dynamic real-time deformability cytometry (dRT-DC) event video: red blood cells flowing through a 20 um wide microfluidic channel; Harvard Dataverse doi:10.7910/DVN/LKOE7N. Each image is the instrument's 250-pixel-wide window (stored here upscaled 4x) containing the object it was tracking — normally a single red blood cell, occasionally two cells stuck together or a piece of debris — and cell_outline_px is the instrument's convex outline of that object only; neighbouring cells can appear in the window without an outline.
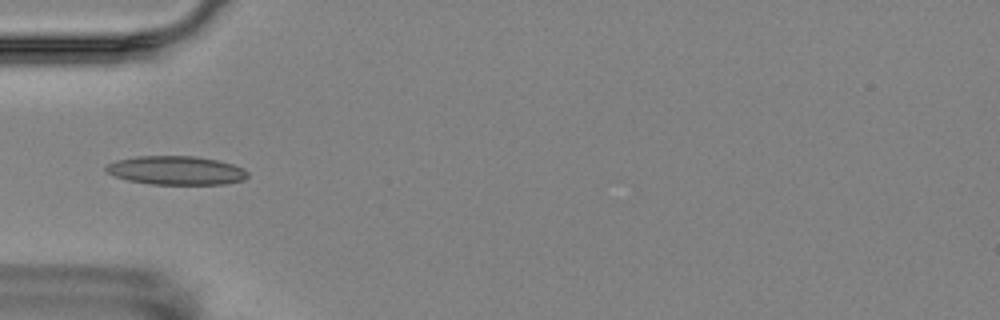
{"species": "Egyptian fruit bat (a non-hibernating species)", "species_latin": "Rousettus aegyptiacus", "temperature_condition": "room temperature", "stored_images_in_passage": 15, "camera_frame_rate_fps": 3000, "um_per_image_px": 0.085, "animal": {"sex": "female"}, "frame": {"image": 1, "passage_image": 4, "time_ms": 4.333, "image_size_px": [1000, 320], "cell_outline_px": [[248, 176], [244, 180], [224, 184], [152, 184], [128, 180], [104, 172], [104, 168], [108, 164], [116, 160], [136, 156], [196, 156], [216, 160], [232, 164], [244, 168], [248, 172]], "centroid_in_image_um": [14.97, 14.48], "position_along_channel_um": 70.0, "area_um2": 23.76}}
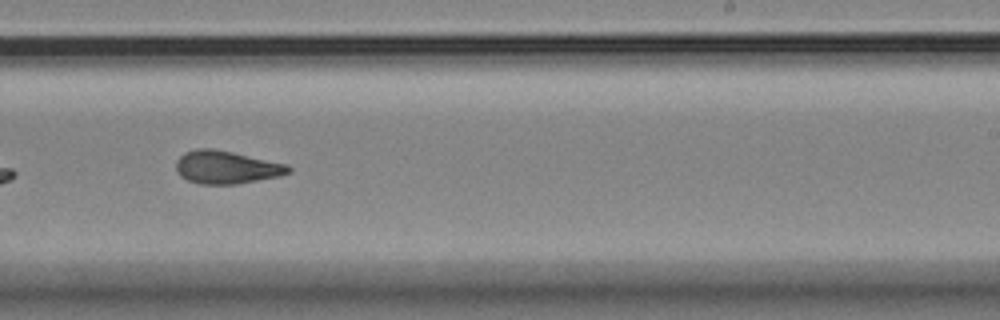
{"frame": {"image": 2, "passage_image": 9, "time_ms": 10.0, "image_size_px": [1000, 320], "cell_outline_px": [[292, 172], [280, 176], [236, 184], [200, 184], [188, 180], [180, 176], [176, 172], [176, 160], [184, 152], [196, 148], [212, 148], [232, 152], [288, 164], [292, 168]], "centroid_in_image_um": [19.24, 14.21], "position_along_channel_um": 269.8, "area_um2": 21.73}}
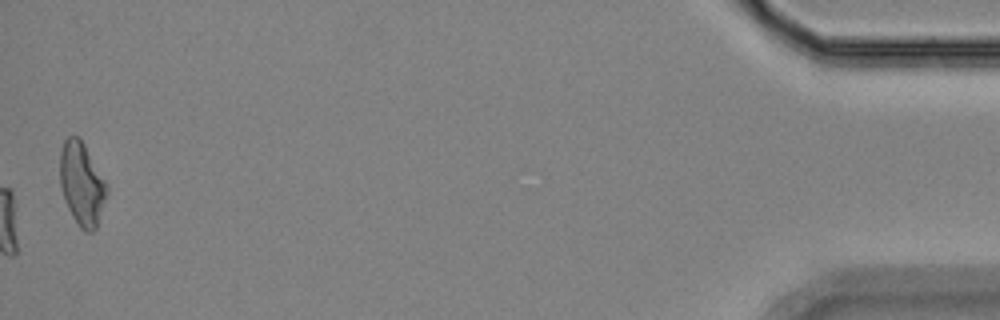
{"frame": {"image": 3, "passage_image": 15, "time_ms": 17.0, "image_size_px": [1000, 320], "cell_outline_px": [[108, 196], [96, 228], [92, 232], [84, 232], [80, 228], [72, 216], [68, 208], [60, 184], [60, 148], [64, 140], [68, 136], [80, 136], [108, 184]], "centroid_in_image_um": [6.98, 15.61], "position_along_channel_um": 428.2, "area_um2": 23.06}, "authors_computed_cell_mechanics": {"area_um2": 21.7328, "velocity_mm_per_s": 3.5136, "shape_relaxation_time_tau1_ms": 4.6721, "shape_relaxation_time_tau2_ms": 2.4214, "deformation_change_tau1": 0.1226, "deformation_change_tau2": 0.073}}